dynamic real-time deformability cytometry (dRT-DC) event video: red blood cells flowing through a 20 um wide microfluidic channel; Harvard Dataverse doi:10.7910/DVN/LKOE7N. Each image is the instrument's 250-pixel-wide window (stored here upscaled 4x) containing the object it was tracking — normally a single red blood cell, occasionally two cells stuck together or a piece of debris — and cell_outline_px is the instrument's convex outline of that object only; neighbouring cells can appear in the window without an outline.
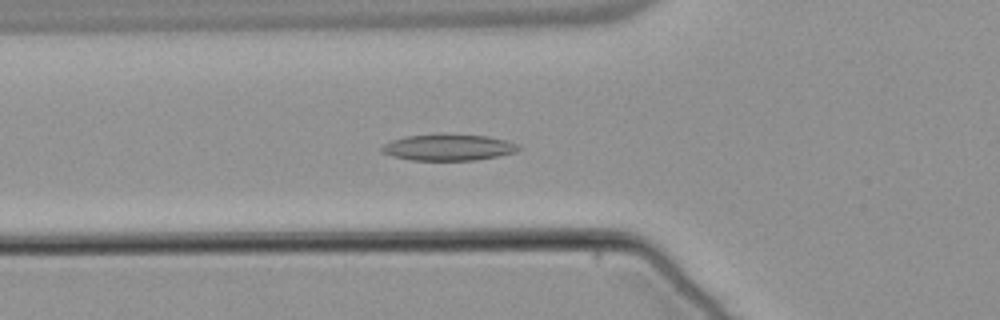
{"species": "common noctule bat (a hibernating species)", "species_latin": "Nyctalus noctula", "temperature_condition": "warm", "stored_images_in_passage": 42, "camera_frame_rate_fps": 3000, "um_per_image_px": 0.085, "animal": {"sex": "male", "body_mass_g": 21.5, "forearm_length_mm": 52.0}, "frame": {"image": 1, "passage_image": 17, "time_ms": 5.333, "image_size_px": [1000, 320], "cell_outline_px": [[520, 148], [516, 152], [476, 160], [412, 160], [392, 156], [380, 152], [380, 148], [384, 144], [392, 140], [404, 136], [488, 136], [508, 140], [516, 144]], "centroid_in_image_um": [38.09, 12.56], "position_along_channel_um": 87.7, "area_um2": 20.29}}
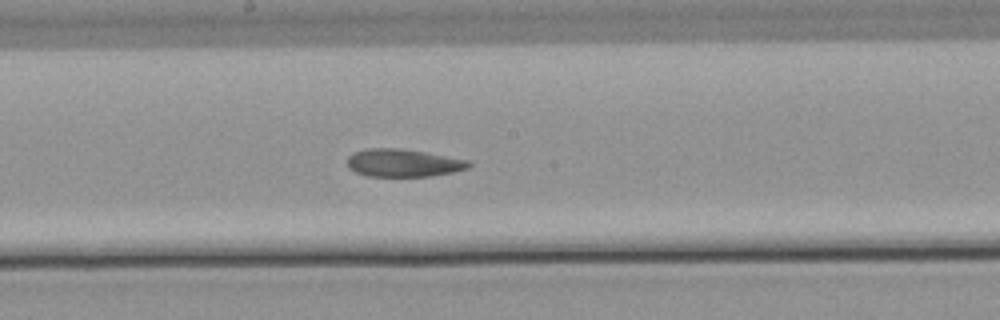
{"frame": {"image": 2, "passage_image": 27, "time_ms": 8.667, "image_size_px": [1000, 320], "cell_outline_px": [[472, 164], [468, 168], [452, 172], [432, 176], [368, 176], [356, 172], [348, 168], [348, 156], [352, 152], [364, 148], [400, 148], [424, 152], [468, 160]], "centroid_in_image_um": [34.24, 13.84], "position_along_channel_um": 214.0, "area_um2": 19.65}}
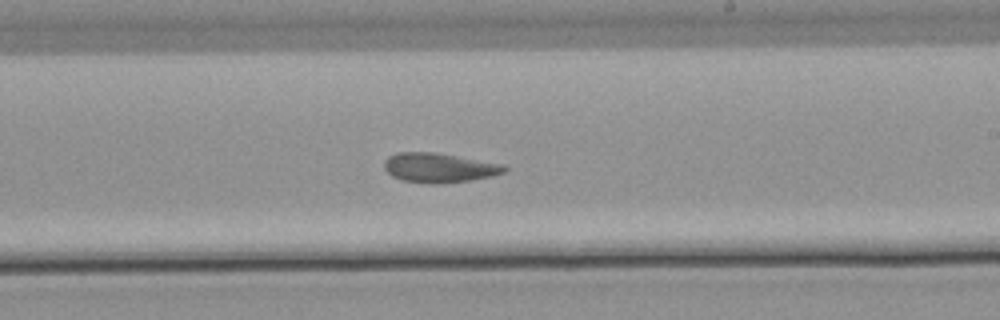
{"frame": {"image": 3, "passage_image": 30, "time_ms": 9.667, "image_size_px": [1000, 320], "cell_outline_px": [[508, 168], [504, 172], [492, 176], [472, 180], [440, 184], [428, 184], [400, 180], [392, 176], [384, 168], [384, 160], [388, 156], [396, 152], [436, 152], [504, 164]], "centroid_in_image_um": [37.31, 14.26], "position_along_channel_um": 251.7, "area_um2": 20.98}, "authors_computed_cell_mechanics": {"area_um2": 20.7502, "velocity_mm_per_s": 3.784, "shape_relaxation_time_tau1_ms": null, "shape_relaxation_time_tau2_ms": 7.6205, "deformation_change_tau1": null, "deformation_change_tau2": 0.1624}}